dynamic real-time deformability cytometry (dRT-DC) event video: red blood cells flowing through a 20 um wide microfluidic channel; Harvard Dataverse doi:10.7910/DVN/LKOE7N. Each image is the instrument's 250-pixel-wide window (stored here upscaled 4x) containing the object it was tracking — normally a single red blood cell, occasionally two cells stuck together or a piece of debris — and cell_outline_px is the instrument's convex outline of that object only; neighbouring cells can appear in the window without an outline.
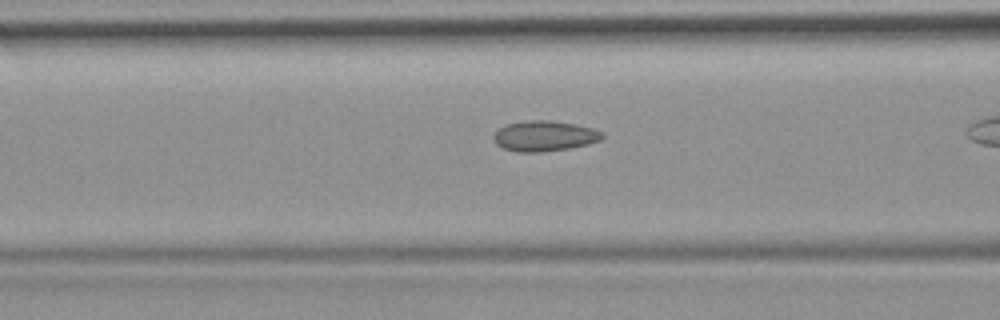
{"species": "common noctule bat (a hibernating species)", "species_latin": "Nyctalus noctula", "temperature_condition": "room temperature", "stored_images_in_passage": 30, "camera_frame_rate_fps": 3000, "um_per_image_px": 0.085, "animal": {"sex": "female", "body_mass_g": 19.9}, "frame": {"image": 1, "passage_image": 9, "time_ms": 2.667, "image_size_px": [1000, 320], "cell_outline_px": [[604, 136], [600, 140], [588, 144], [572, 148], [540, 152], [516, 152], [504, 148], [496, 144], [492, 136], [500, 128], [508, 124], [528, 120], [548, 120], [576, 124], [592, 128], [604, 132]], "centroid_in_image_um": [46.3, 11.56], "position_along_channel_um": 120.3, "area_um2": 19.31}}